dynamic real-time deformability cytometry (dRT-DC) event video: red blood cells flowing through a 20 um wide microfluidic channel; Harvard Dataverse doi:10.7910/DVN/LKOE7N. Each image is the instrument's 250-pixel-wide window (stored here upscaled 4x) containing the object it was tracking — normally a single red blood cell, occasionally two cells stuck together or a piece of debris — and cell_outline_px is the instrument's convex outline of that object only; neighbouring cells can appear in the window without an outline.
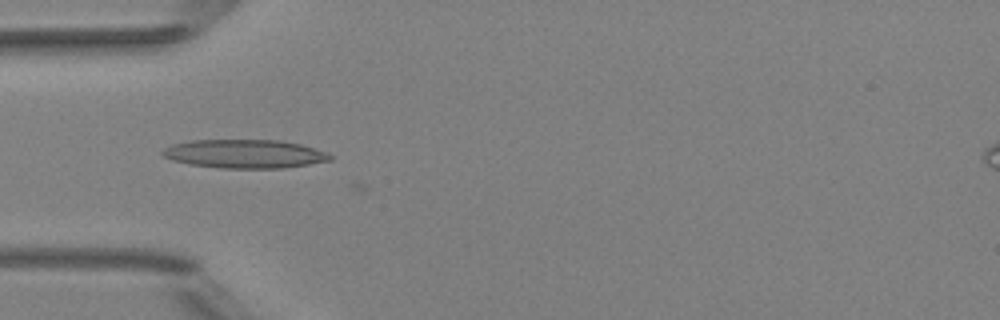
{"species": "Egyptian fruit bat (a non-hibernating species)", "species_latin": "Rousettus aegyptiacus", "temperature_condition": "room temperature", "stored_images_in_passage": 9, "camera_frame_rate_fps": 3000, "um_per_image_px": 0.085, "animal": {"sex": "female"}, "frame": {"image": 1, "passage_image": 6, "time_ms": 5.667, "image_size_px": [1000, 320], "cell_outline_px": [[332, 160], [284, 168], [220, 168], [188, 164], [172, 160], [164, 156], [160, 152], [164, 148], [172, 144], [192, 140], [280, 140], [300, 144], [328, 152], [332, 156]], "centroid_in_image_um": [20.79, 13.07], "position_along_channel_um": 64.2, "area_um2": 28.03}}
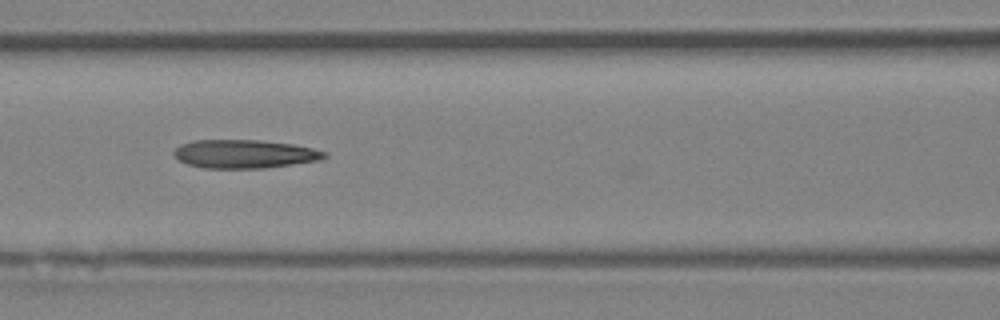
{"frame": {"image": 2, "passage_image": 8, "time_ms": 7.667, "image_size_px": [1000, 320], "cell_outline_px": [[328, 156], [320, 160], [264, 168], [204, 168], [188, 164], [180, 160], [172, 152], [180, 144], [192, 140], [260, 140], [292, 144], [312, 148], [328, 152]], "centroid_in_image_um": [20.79, 13.08], "position_along_channel_um": 145.8, "area_um2": 24.97}}
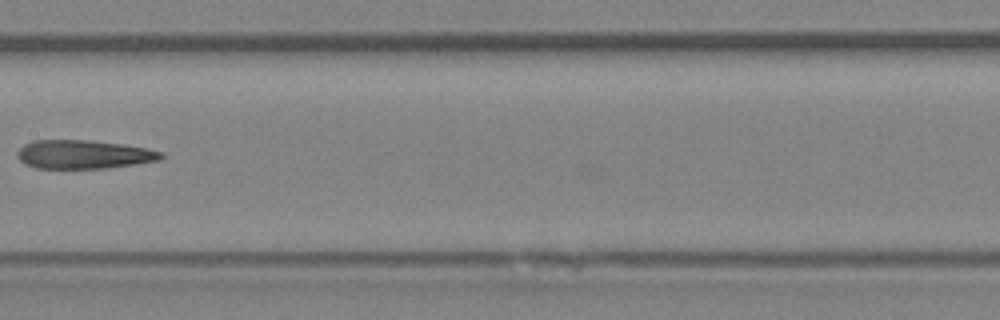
{"frame": {"image": 3, "passage_image": 9, "time_ms": 9.0, "image_size_px": [1000, 320], "cell_outline_px": [[164, 156], [160, 160], [104, 168], [36, 168], [24, 164], [16, 156], [16, 152], [24, 144], [32, 140], [88, 140], [120, 144], [148, 148], [164, 152]], "centroid_in_image_um": [7.08, 13.12], "position_along_channel_um": 200.3, "area_um2": 23.99}}